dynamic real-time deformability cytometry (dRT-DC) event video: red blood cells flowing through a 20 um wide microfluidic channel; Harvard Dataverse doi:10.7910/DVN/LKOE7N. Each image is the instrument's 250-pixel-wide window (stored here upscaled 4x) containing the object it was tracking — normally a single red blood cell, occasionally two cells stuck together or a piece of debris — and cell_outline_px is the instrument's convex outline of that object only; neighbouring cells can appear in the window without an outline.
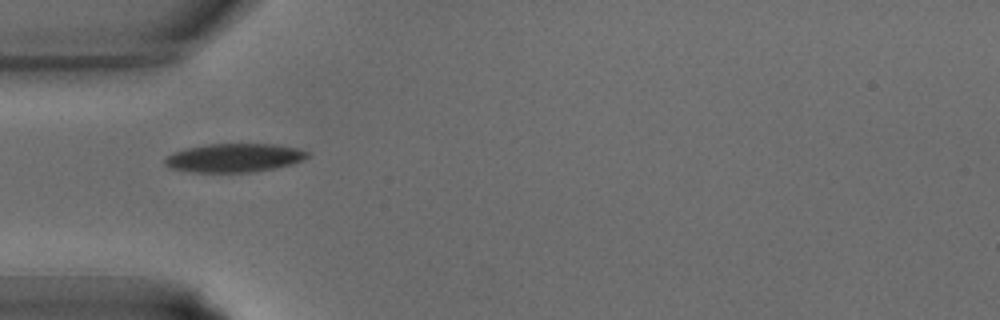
{"species": "common noctule bat (a hibernating species)", "species_latin": "Nyctalus noctula", "temperature_condition": "warm", "stored_images_in_passage": 25, "camera_frame_rate_fps": 3000, "um_per_image_px": 0.085, "animal": {"sex": "male", "body_mass_g": 15.6}, "frame": {"image": 1, "passage_image": 1, "time_ms": 0.0, "image_size_px": [1000, 320], "cell_outline_px": [[312, 156], [304, 160], [292, 164], [276, 168], [256, 172], [192, 172], [168, 168], [164, 164], [164, 156], [172, 152], [188, 148], [208, 144], [276, 144], [296, 148], [312, 152]], "centroid_in_image_um": [19.94, 13.42], "position_along_channel_um": 65.1, "area_um2": 24.22}}
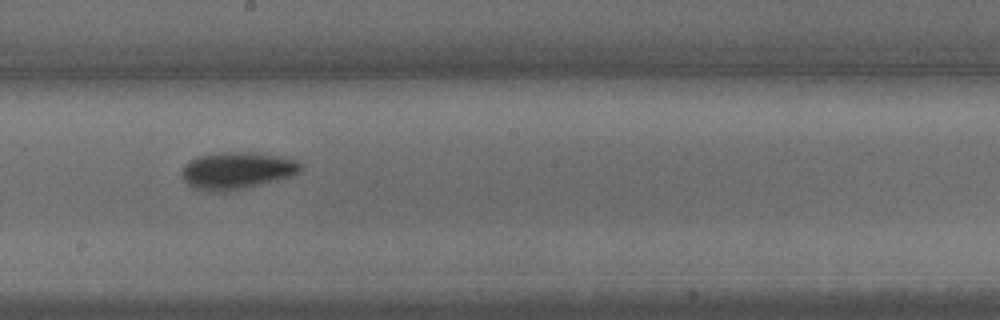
{"frame": {"image": 2, "passage_image": 10, "time_ms": 3.0, "image_size_px": [1000, 320], "cell_outline_px": [[300, 172], [292, 176], [260, 184], [224, 192], [208, 192], [196, 188], [188, 184], [180, 176], [180, 172], [184, 164], [188, 160], [196, 156], [220, 152], [256, 152], [288, 156], [296, 160], [300, 164]], "centroid_in_image_um": [20.11, 14.47], "position_along_channel_um": 228.1, "area_um2": 26.07}}
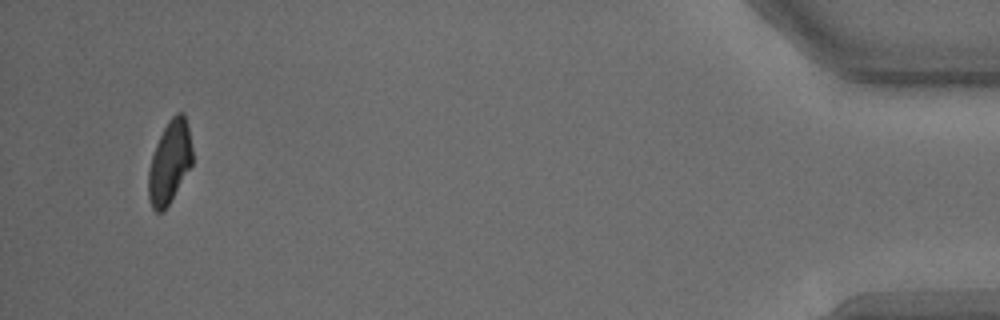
{"frame": {"image": 3, "passage_image": 25, "time_ms": 8.0, "image_size_px": [1000, 320], "cell_outline_px": [[192, 164], [168, 204], [160, 212], [156, 212], [152, 208], [148, 196], [148, 168], [156, 144], [168, 120], [176, 112], [184, 112], [188, 128], [192, 148]], "centroid_in_image_um": [14.4, 13.75], "position_along_channel_um": 420.8, "area_um2": 20.87}}